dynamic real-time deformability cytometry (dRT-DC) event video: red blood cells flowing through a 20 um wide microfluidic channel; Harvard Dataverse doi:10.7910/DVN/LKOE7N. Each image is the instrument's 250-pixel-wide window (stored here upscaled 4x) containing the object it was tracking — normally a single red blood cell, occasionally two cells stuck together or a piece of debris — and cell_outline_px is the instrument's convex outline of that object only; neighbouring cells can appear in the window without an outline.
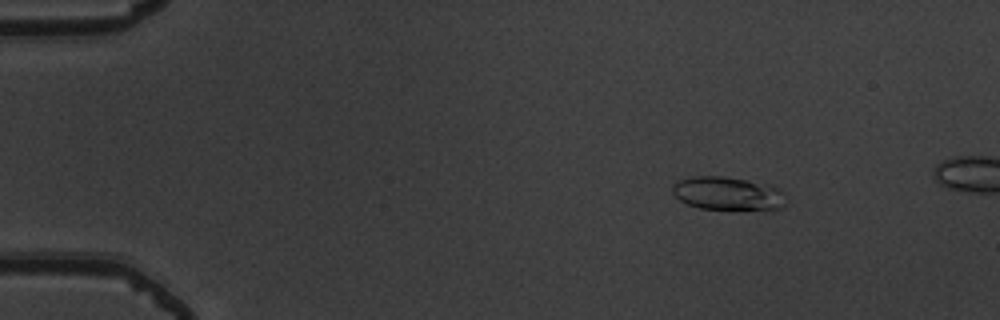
{"species": "common noctule bat (a hibernating species)", "species_latin": "Nyctalus noctula", "temperature_condition": "warm", "stored_images_in_passage": 17, "camera_frame_rate_fps": 3000, "um_per_image_px": 0.085, "animal": {"sex": "male", "body_mass_g": 19.5, "forearm_length_mm": 54.6}, "frame": {"image": 1, "passage_image": 8, "time_ms": 2.333, "image_size_px": [1000, 320], "cell_outline_px": [[784, 204], [780, 208], [772, 212], [700, 208], [688, 204], [680, 200], [672, 192], [672, 184], [676, 180], [692, 176], [724, 176], [744, 180], [776, 188], [784, 192]], "centroid_in_image_um": [61.85, 16.49], "position_along_channel_um": 23.1, "area_um2": 22.43}}